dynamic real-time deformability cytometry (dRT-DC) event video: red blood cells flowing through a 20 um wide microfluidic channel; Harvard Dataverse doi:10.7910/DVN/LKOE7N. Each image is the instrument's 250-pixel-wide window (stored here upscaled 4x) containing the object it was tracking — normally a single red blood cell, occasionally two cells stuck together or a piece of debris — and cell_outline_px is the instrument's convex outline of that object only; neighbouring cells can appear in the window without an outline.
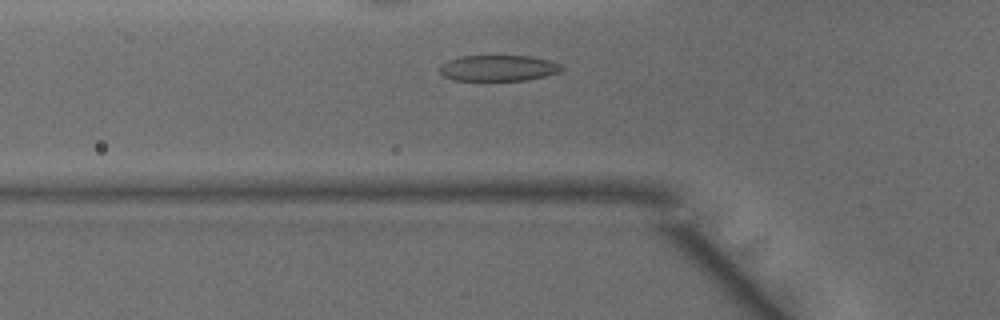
{"species": "common noctule bat (a hibernating species)", "species_latin": "Nyctalus noctula", "temperature_condition": "warm", "stored_images_in_passage": 39, "camera_frame_rate_fps": 3000, "um_per_image_px": 0.085, "animal": {"sex": "male", "body_mass_g": 15.6}, "frame": {"image": 1, "passage_image": 7, "time_ms": 2.0, "image_size_px": [1000, 320], "cell_outline_px": [[564, 68], [560, 72], [528, 80], [452, 80], [444, 76], [440, 72], [440, 64], [448, 60], [460, 56], [532, 56], [548, 60], [560, 64]], "centroid_in_image_um": [42.35, 5.78], "position_along_channel_um": 83.5, "area_um2": 18.44}}
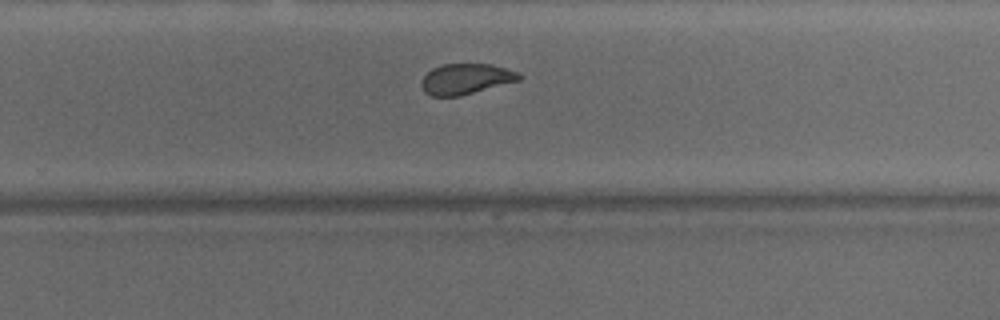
{"frame": {"image": 2, "passage_image": 22, "time_ms": 7.0, "image_size_px": [1000, 320], "cell_outline_px": [[524, 76], [520, 80], [460, 96], [432, 96], [424, 92], [420, 84], [420, 80], [432, 68], [444, 64], [492, 64], [520, 72]], "centroid_in_image_um": [39.61, 6.71], "position_along_channel_um": 290.2, "area_um2": 17.57}}
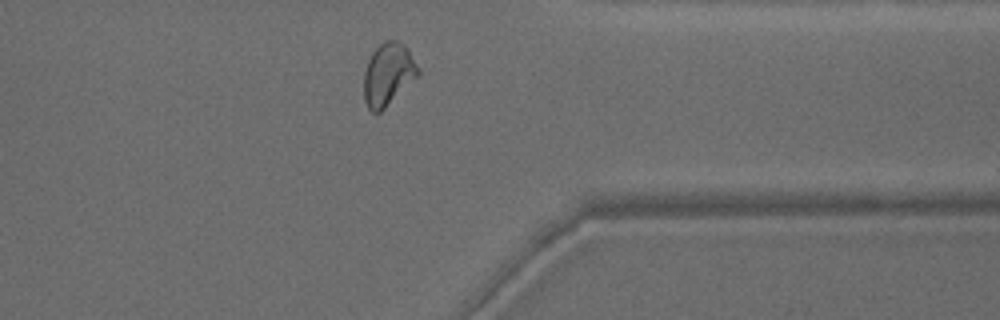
{"frame": {"image": 3, "passage_image": 29, "time_ms": 9.333, "image_size_px": [1000, 320], "cell_outline_px": [[420, 72], [380, 112], [372, 112], [368, 108], [364, 100], [364, 72], [368, 60], [372, 52], [384, 40], [396, 40], [404, 44], [408, 48], [420, 68]], "centroid_in_image_um": [32.98, 6.27], "position_along_channel_um": 378.4, "area_um2": 19.48}, "authors_computed_cell_mechanics": {"area_um2": 19.1896, "velocity_mm_per_s": 4.1261, "shape_relaxation_time_tau1_ms": 7.4639, "shape_relaxation_time_tau2_ms": 0.8216, "deformation_change_tau1": 0.2224, "deformation_change_tau2": 0.071}}